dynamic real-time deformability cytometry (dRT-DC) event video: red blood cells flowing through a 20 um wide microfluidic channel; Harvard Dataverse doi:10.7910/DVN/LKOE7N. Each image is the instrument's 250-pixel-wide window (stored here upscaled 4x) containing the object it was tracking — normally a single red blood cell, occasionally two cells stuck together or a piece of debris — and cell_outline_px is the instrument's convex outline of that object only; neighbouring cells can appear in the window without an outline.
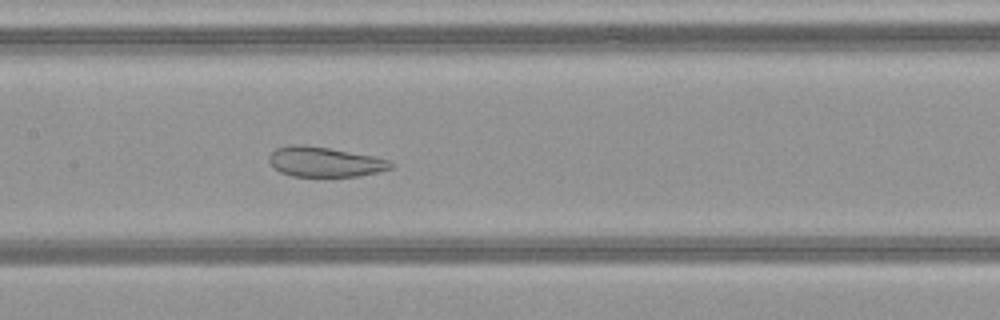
{"species": "common noctule bat (a hibernating species)", "species_latin": "Nyctalus noctula", "temperature_condition": "warm", "stored_images_in_passage": 51, "segment_of_instrument_passage": [1, 2], "camera_frame_rate_fps": 3000, "um_per_image_px": 0.085, "animal": {"sex": "female", "body_mass_g": 21.9}, "frame": {"image": 1, "passage_image": 25, "time_ms": 8.0, "image_size_px": [1000, 320], "cell_outline_px": [[392, 168], [360, 176], [292, 176], [280, 172], [272, 168], [268, 160], [268, 156], [276, 148], [292, 144], [300, 144], [328, 148], [372, 156], [388, 160], [392, 164]], "centroid_in_image_um": [27.53, 13.76], "position_along_channel_um": 179.9, "area_um2": 21.1}}
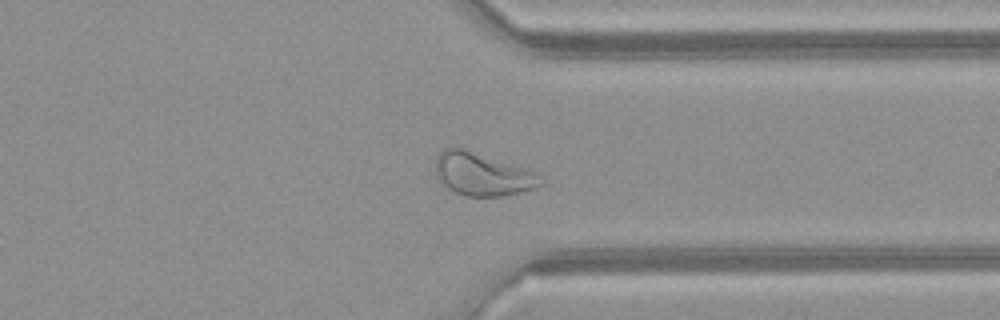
{"frame": {"image": 2, "passage_image": 39, "time_ms": 12.667, "image_size_px": [1000, 320], "cell_outline_px": [[544, 184], [536, 188], [520, 192], [500, 196], [464, 196], [448, 188], [436, 176], [436, 156], [444, 148], [464, 148], [536, 172], [544, 180]], "centroid_in_image_um": [41.02, 14.81], "position_along_channel_um": 370.4, "area_um2": 26.13}}
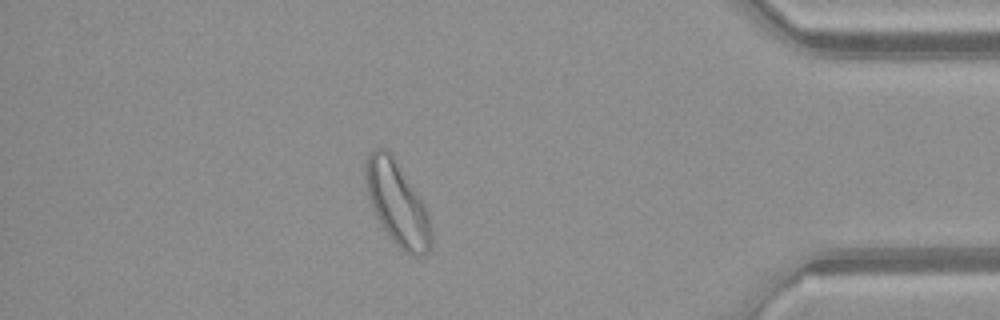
{"frame": {"image": 3, "passage_image": 44, "time_ms": 14.333, "image_size_px": [1000, 320], "cell_outline_px": [[432, 244], [428, 252], [424, 256], [412, 256], [404, 252], [392, 240], [380, 224], [376, 216], [368, 192], [364, 176], [364, 160], [368, 152], [372, 148], [388, 148], [396, 160], [424, 204], [428, 212], [432, 236]], "centroid_in_image_um": [33.76, 17.27], "position_along_channel_um": 401.4, "area_um2": 32.14}}